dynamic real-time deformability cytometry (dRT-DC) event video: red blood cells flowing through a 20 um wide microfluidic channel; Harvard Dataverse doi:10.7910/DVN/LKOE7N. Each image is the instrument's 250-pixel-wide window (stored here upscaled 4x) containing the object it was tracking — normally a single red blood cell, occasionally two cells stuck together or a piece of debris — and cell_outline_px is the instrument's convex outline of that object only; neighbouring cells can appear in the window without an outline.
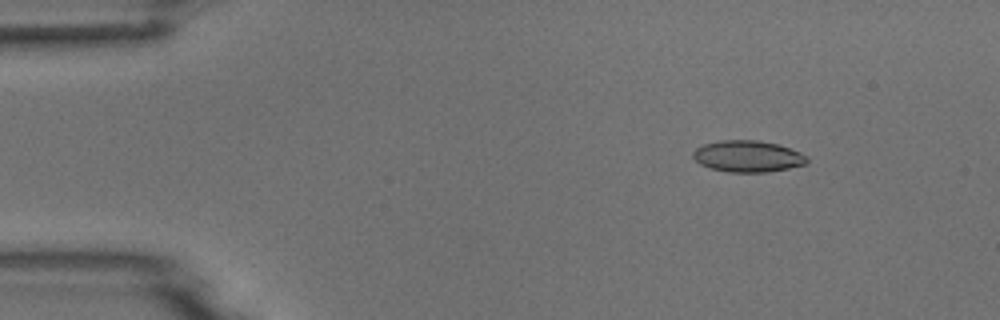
{"species": "common noctule bat (a hibernating species)", "species_latin": "Nyctalus noctula", "temperature_condition": "room temperature", "stored_images_in_passage": 4, "camera_frame_rate_fps": 3000, "um_per_image_px": 0.085, "animal": {"sex": "male", "body_mass_g": 18.8}, "frame": {"image": 1, "passage_image": 1, "time_ms": 0.0, "image_size_px": [1000, 320], "cell_outline_px": [[808, 164], [768, 172], [728, 172], [708, 168], [700, 164], [692, 156], [692, 152], [696, 148], [704, 144], [720, 140], [756, 140], [776, 144], [800, 152], [808, 156]], "centroid_in_image_um": [63.55, 13.29], "position_along_channel_um": 21.4, "area_um2": 20.98}}
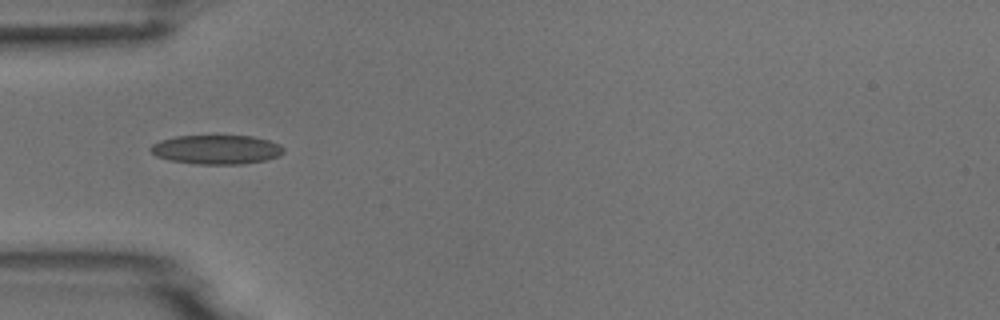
{"frame": {"image": 2, "passage_image": 4, "time_ms": 3.333, "image_size_px": [1000, 320], "cell_outline_px": [[284, 152], [280, 156], [268, 160], [244, 164], [196, 164], [168, 160], [156, 156], [148, 148], [152, 144], [160, 140], [176, 136], [252, 136], [268, 140], [280, 144], [284, 148]], "centroid_in_image_um": [18.42, 12.72], "position_along_channel_um": 66.6, "area_um2": 22.83}}